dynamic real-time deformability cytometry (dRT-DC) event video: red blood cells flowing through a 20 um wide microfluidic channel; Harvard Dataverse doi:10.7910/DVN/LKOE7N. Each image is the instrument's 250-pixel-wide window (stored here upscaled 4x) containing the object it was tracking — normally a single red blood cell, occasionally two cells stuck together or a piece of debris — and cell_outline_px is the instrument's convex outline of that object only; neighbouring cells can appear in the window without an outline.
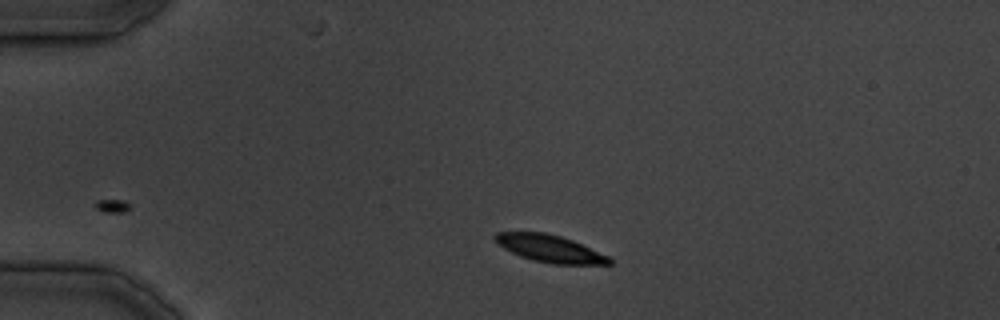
{"species": "common noctule bat (a hibernating species)", "species_latin": "Nyctalus noctula", "temperature_condition": "cold", "stored_images_in_passage": 28, "camera_frame_rate_fps": 3000, "um_per_image_px": 0.085, "animal": {"sex": "male", "body_mass_g": 19.5, "forearm_length_mm": 54.6}, "frame": {"image": 1, "passage_image": 1, "time_ms": 0.0, "image_size_px": [1000, 320], "cell_outline_px": [[612, 264], [552, 264], [532, 260], [520, 256], [504, 248], [496, 240], [496, 232], [544, 232], [560, 236], [572, 240], [608, 256], [612, 260]], "centroid_in_image_um": [46.76, 21.14], "position_along_channel_um": 38.2, "area_um2": 17.8}}
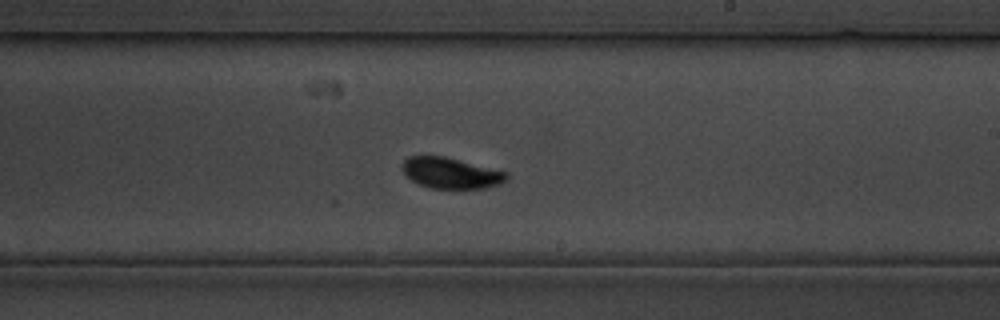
{"frame": {"image": 2, "passage_image": 15, "time_ms": 17.667, "image_size_px": [1000, 320], "cell_outline_px": [[508, 176], [504, 180], [496, 184], [484, 188], [432, 188], [420, 184], [412, 180], [400, 168], [404, 160], [408, 156], [444, 156], [508, 172]], "centroid_in_image_um": [38.29, 14.69], "position_along_channel_um": 250.7, "area_um2": 18.44}}
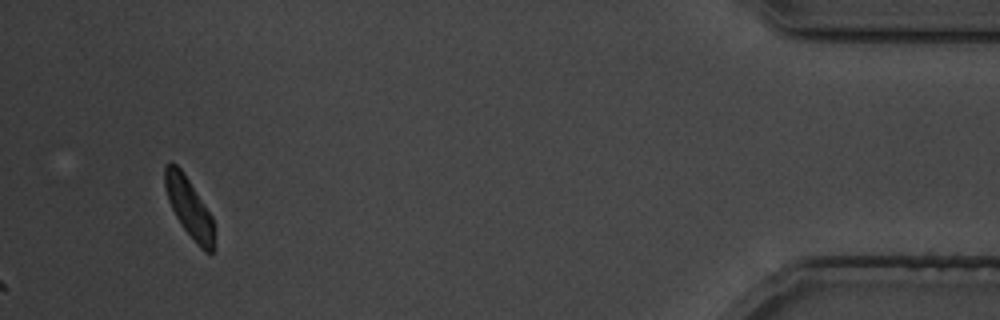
{"frame": {"image": 3, "passage_image": 28, "time_ms": 33.667, "image_size_px": [1000, 320], "cell_outline_px": [[212, 252], [204, 252], [200, 248], [184, 228], [176, 216], [168, 200], [164, 184], [164, 164], [172, 160], [184, 172], [212, 216]], "centroid_in_image_um": [16.01, 17.54], "position_along_channel_um": 419.2, "area_um2": 16.7}}